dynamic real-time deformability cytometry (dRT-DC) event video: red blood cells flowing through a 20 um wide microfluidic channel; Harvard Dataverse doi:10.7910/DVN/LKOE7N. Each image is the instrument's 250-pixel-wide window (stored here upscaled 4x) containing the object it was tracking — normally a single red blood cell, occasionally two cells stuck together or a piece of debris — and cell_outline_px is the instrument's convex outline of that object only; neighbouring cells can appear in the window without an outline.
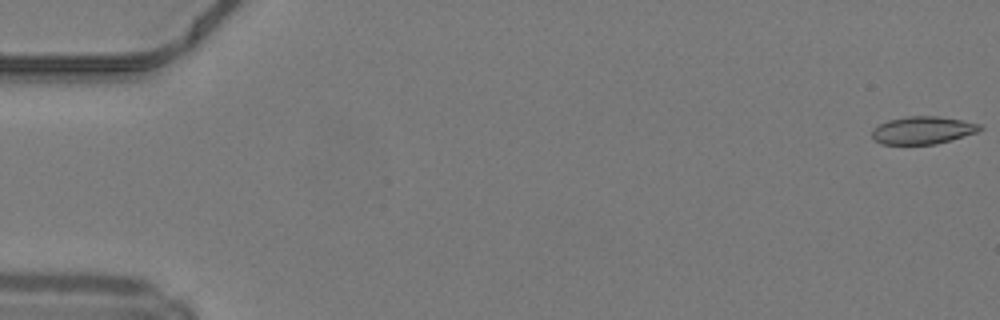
{"species": "common noctule bat (a hibernating species)", "species_latin": "Nyctalus noctula", "temperature_condition": "warm", "stored_images_in_passage": 50, "camera_frame_rate_fps": 3000, "um_per_image_px": 0.085, "animal": {"sex": "male", "body_mass_g": 19.2, "forearm_length_mm": 51.8}, "frame": {"image": 1, "passage_image": 1, "time_ms": 0.0, "image_size_px": [1000, 320], "cell_outline_px": [[984, 128], [976, 132], [936, 144], [880, 144], [872, 136], [872, 128], [888, 120], [908, 116], [936, 116], [960, 120], [980, 124]], "centroid_in_image_um": [78.4, 11.07], "position_along_channel_um": 6.6, "area_um2": 17.17}}
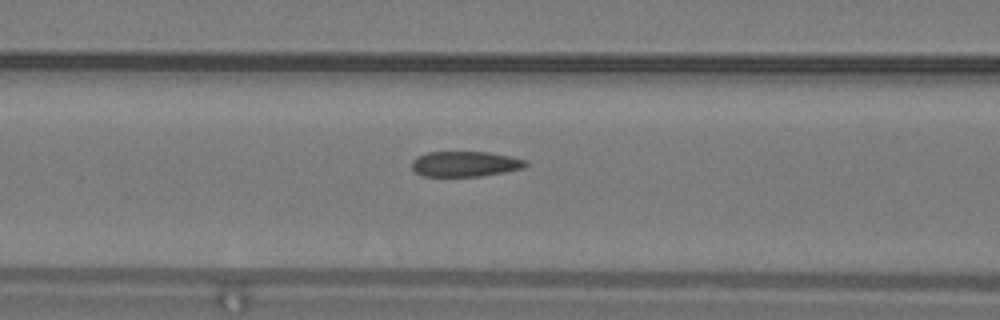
{"frame": {"image": 2, "passage_image": 21, "time_ms": 6.667, "image_size_px": [1000, 320], "cell_outline_px": [[528, 164], [524, 168], [504, 172], [480, 176], [424, 176], [416, 172], [412, 168], [412, 160], [416, 156], [428, 152], [488, 152], [508, 156], [524, 160]], "centroid_in_image_um": [39.5, 13.93], "position_along_channel_um": 127.1, "area_um2": 16.7}}
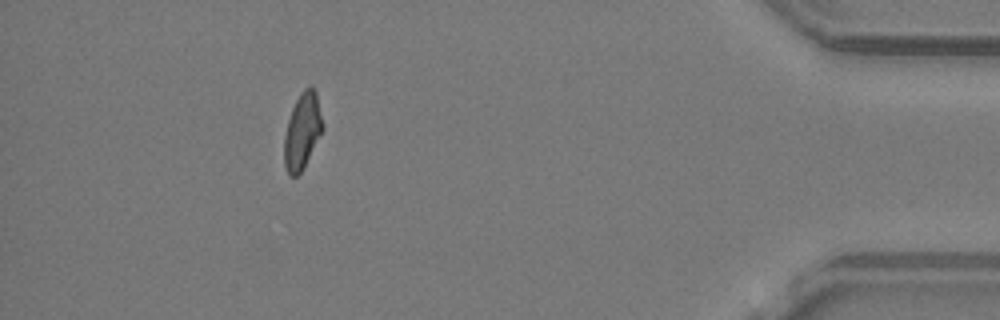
{"frame": {"image": 3, "passage_image": 45, "time_ms": 14.667, "image_size_px": [1000, 320], "cell_outline_px": [[324, 128], [304, 168], [296, 176], [292, 176], [288, 172], [284, 164], [284, 136], [288, 120], [292, 108], [300, 92], [308, 84], [312, 84], [316, 92]], "centroid_in_image_um": [25.7, 11.1], "position_along_channel_um": 409.5, "area_um2": 17.11}}